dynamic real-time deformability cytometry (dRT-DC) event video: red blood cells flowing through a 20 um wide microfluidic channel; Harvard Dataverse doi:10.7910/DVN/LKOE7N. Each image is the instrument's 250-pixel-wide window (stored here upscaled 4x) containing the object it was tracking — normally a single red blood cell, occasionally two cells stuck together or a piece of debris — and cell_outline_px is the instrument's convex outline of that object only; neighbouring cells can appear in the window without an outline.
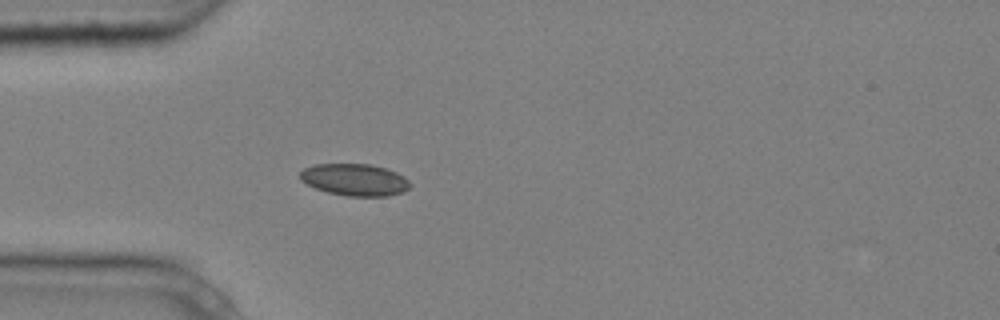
{"species": "common noctule bat (a hibernating species)", "species_latin": "Nyctalus noctula", "temperature_condition": "cold", "stored_images_in_passage": 5, "camera_frame_rate_fps": 3000, "um_per_image_px": 0.085, "animal": {"sex": "male", "body_mass_g": 20.4}, "frame": {"image": 1, "passage_image": 5, "time_ms": 1.333, "image_size_px": [1000, 320], "cell_outline_px": [[412, 184], [404, 192], [388, 196], [348, 196], [328, 192], [316, 188], [300, 180], [300, 172], [304, 168], [316, 164], [368, 164], [384, 168], [396, 172], [404, 176]], "centroid_in_image_um": [30.17, 15.28], "position_along_channel_um": 54.8, "area_um2": 20.4}}